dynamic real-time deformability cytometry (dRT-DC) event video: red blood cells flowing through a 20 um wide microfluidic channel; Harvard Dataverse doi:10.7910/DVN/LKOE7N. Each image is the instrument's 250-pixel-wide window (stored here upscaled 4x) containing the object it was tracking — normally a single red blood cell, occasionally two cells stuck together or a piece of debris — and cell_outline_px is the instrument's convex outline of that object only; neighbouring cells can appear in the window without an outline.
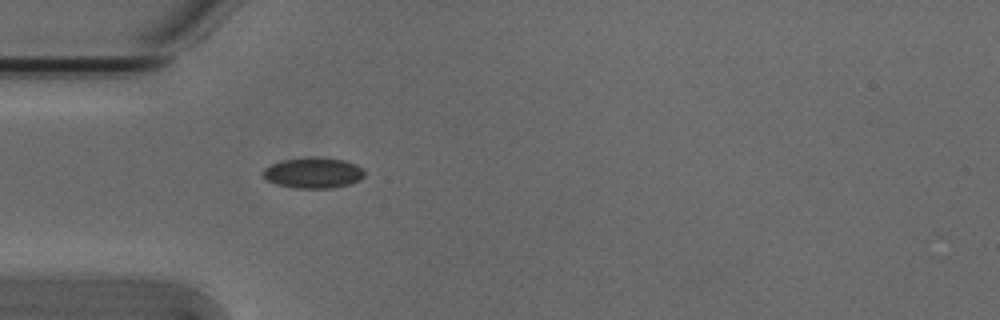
{"species": "Egyptian fruit bat (a non-hibernating species)", "species_latin": "Rousettus aegyptiacus", "temperature_condition": "cold", "stored_images_in_passage": 4, "camera_frame_rate_fps": 3000, "um_per_image_px": 0.085, "animal": {"sex": "male"}, "frame": {"image": 1, "passage_image": 4, "time_ms": 1.0, "image_size_px": [1000, 320], "cell_outline_px": [[364, 176], [360, 180], [348, 184], [332, 188], [296, 188], [276, 184], [268, 180], [264, 176], [264, 168], [272, 164], [284, 160], [312, 156], [324, 156], [344, 160], [356, 164], [364, 168]], "centroid_in_image_um": [26.68, 14.67], "position_along_channel_um": 58.3, "area_um2": 18.26}}